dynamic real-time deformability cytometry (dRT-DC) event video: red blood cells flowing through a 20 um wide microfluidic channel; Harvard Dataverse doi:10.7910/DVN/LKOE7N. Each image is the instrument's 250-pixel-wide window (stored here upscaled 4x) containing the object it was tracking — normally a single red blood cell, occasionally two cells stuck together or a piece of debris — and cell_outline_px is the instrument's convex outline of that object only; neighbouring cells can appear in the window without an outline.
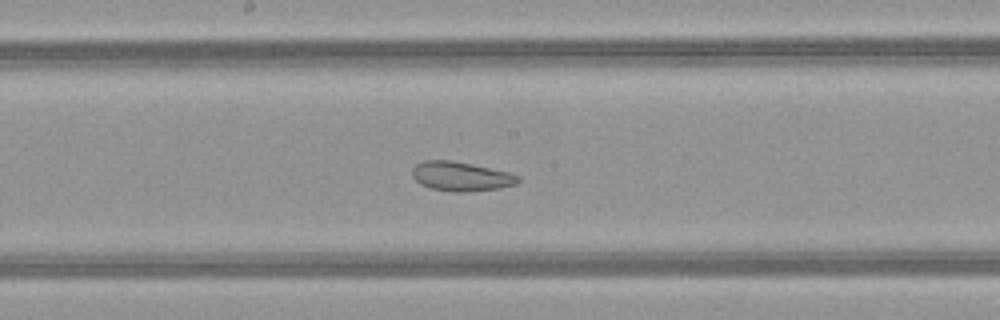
{"species": "common noctule bat (a hibernating species)", "species_latin": "Nyctalus noctula", "temperature_condition": "warm", "stored_images_in_passage": 37, "camera_frame_rate_fps": 3000, "um_per_image_px": 0.085, "animal": {"sex": "female", "body_mass_g": 21.9}, "frame": {"image": 1, "passage_image": 16, "time_ms": 5.0, "image_size_px": [1000, 320], "cell_outline_px": [[520, 180], [516, 184], [500, 188], [460, 192], [452, 192], [432, 188], [420, 184], [412, 176], [412, 168], [416, 164], [424, 160], [452, 160], [472, 164], [508, 172], [520, 176]], "centroid_in_image_um": [39.17, 14.98], "position_along_channel_um": 209.0, "area_um2": 18.03}}
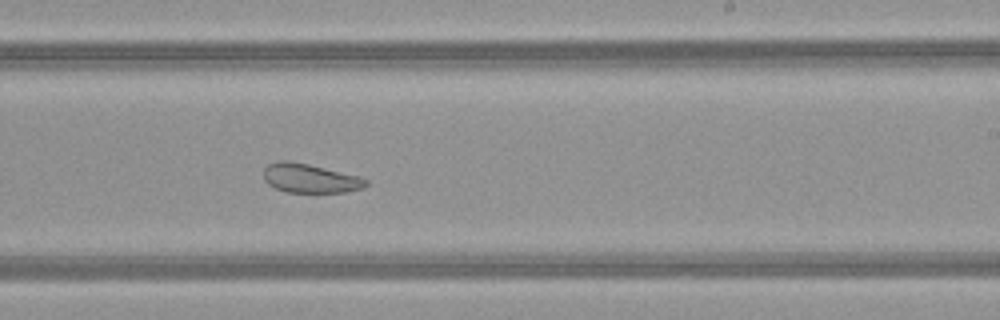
{"frame": {"image": 2, "passage_image": 20, "time_ms": 6.333, "image_size_px": [1000, 320], "cell_outline_px": [[368, 184], [364, 188], [344, 192], [288, 192], [276, 188], [268, 184], [264, 180], [264, 168], [268, 164], [276, 160], [288, 160], [308, 164], [360, 176], [368, 180]], "centroid_in_image_um": [26.35, 15.14], "position_along_channel_um": 262.6, "area_um2": 17.4}, "authors_computed_cell_mechanics": {"area_um2": 18.1492, "velocity_mm_per_s": 4.0451, "shape_relaxation_time_tau1_ms": null, "shape_relaxation_time_tau2_ms": 2.2781, "deformation_change_tau1": null, "deformation_change_tau2": 0.0896}}